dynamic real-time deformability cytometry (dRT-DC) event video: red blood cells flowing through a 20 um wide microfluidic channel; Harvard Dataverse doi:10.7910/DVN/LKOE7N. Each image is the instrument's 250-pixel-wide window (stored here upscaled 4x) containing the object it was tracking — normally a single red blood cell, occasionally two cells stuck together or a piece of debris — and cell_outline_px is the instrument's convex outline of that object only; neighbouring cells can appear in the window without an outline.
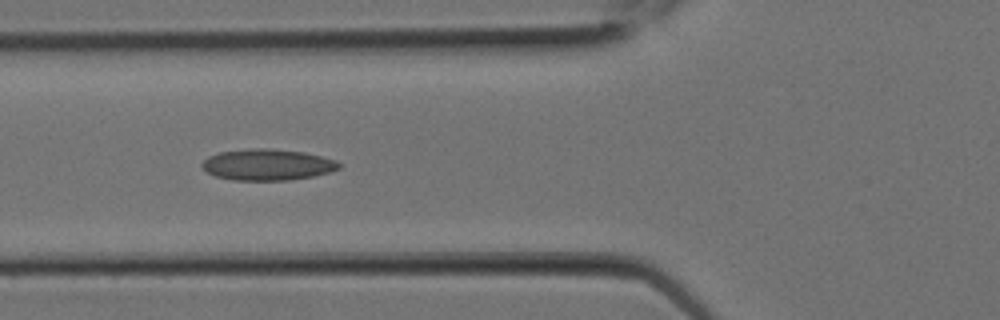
{"species": "Egyptian fruit bat (a non-hibernating species)", "species_latin": "Rousettus aegyptiacus", "temperature_condition": "room temperature", "stored_images_in_passage": 6, "camera_frame_rate_fps": 3000, "um_per_image_px": 0.085, "animal": {"sex": "female"}, "frame": {"image": 1, "passage_image": 5, "time_ms": 1.333, "image_size_px": [1000, 320], "cell_outline_px": [[340, 168], [328, 172], [312, 176], [288, 180], [232, 180], [216, 176], [208, 172], [200, 164], [208, 156], [220, 152], [248, 148], [272, 148], [304, 152], [336, 160], [340, 164]], "centroid_in_image_um": [22.71, 13.99], "position_along_channel_um": 103.1, "area_um2": 24.85}}
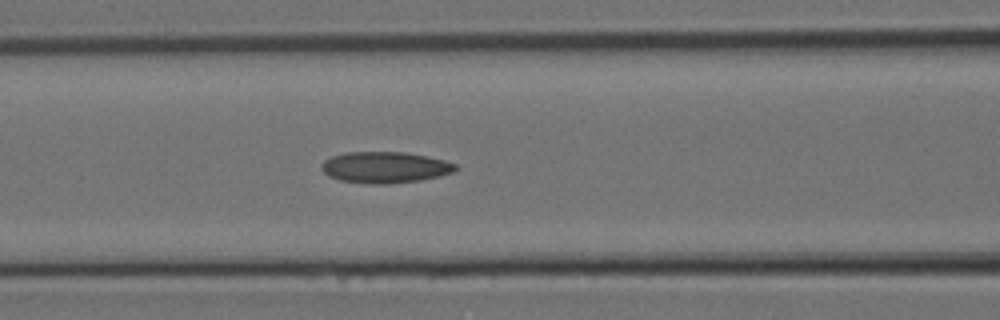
{"frame": {"image": 2, "passage_image": 6, "time_ms": 1.667, "image_size_px": [1000, 320], "cell_outline_px": [[460, 168], [456, 172], [440, 176], [420, 180], [388, 184], [372, 184], [340, 180], [328, 176], [320, 168], [320, 164], [324, 160], [332, 156], [344, 152], [404, 152], [428, 156], [444, 160], [456, 164]], "centroid_in_image_um": [32.74, 14.22], "position_along_channel_um": 133.9, "area_um2": 24.68}}